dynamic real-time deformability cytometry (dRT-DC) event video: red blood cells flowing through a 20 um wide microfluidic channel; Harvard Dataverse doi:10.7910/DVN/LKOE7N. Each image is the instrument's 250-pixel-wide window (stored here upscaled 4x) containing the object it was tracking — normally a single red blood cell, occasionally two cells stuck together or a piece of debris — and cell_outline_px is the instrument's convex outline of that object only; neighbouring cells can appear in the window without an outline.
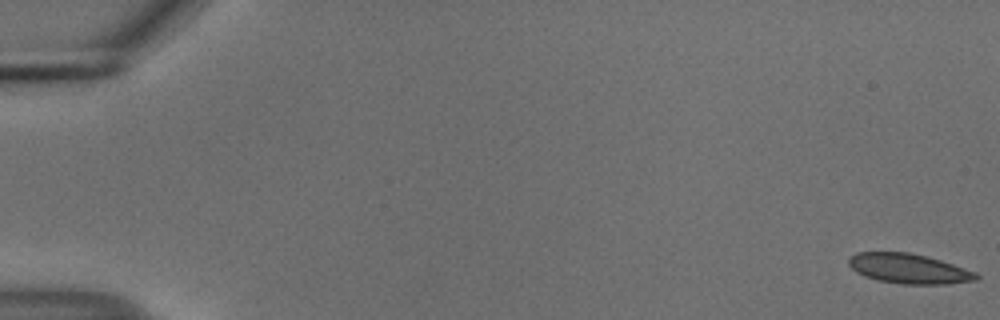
{"species": "common noctule bat (a hibernating species)", "species_latin": "Nyctalus noctula", "temperature_condition": "cold", "stored_images_in_passage": 22, "camera_frame_rate_fps": 3000, "um_per_image_px": 0.085, "animal": {"sex": "male", "body_mass_g": 18.8}, "frame": {"image": 1, "passage_image": 1, "time_ms": 0.0, "image_size_px": [1000, 320], "cell_outline_px": [[980, 276], [976, 280], [948, 284], [904, 284], [876, 280], [864, 276], [856, 272], [848, 264], [848, 260], [856, 252], [908, 252], [940, 260], [976, 272]], "centroid_in_image_um": [77.23, 22.84], "position_along_channel_um": 7.8, "area_um2": 22.08}}
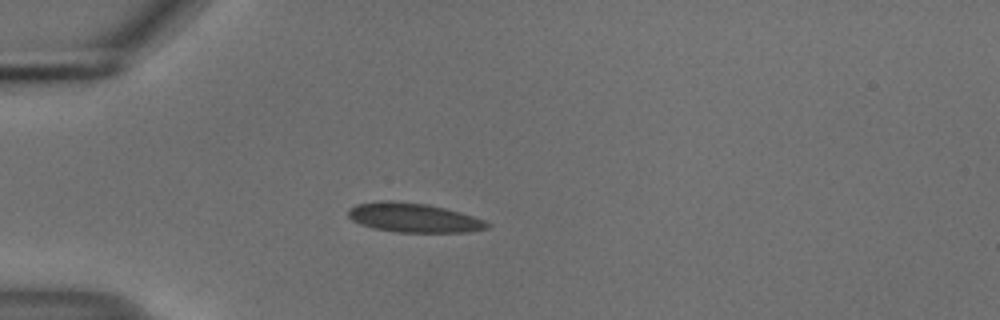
{"frame": {"image": 2, "passage_image": 16, "time_ms": 5.0, "image_size_px": [1000, 320], "cell_outline_px": [[492, 224], [488, 228], [472, 232], [400, 232], [372, 228], [360, 224], [352, 220], [348, 216], [348, 208], [356, 204], [388, 200], [392, 200], [428, 204], [460, 212], [484, 220]], "centroid_in_image_um": [35.16, 18.5], "position_along_channel_um": 49.8, "area_um2": 23.76}}